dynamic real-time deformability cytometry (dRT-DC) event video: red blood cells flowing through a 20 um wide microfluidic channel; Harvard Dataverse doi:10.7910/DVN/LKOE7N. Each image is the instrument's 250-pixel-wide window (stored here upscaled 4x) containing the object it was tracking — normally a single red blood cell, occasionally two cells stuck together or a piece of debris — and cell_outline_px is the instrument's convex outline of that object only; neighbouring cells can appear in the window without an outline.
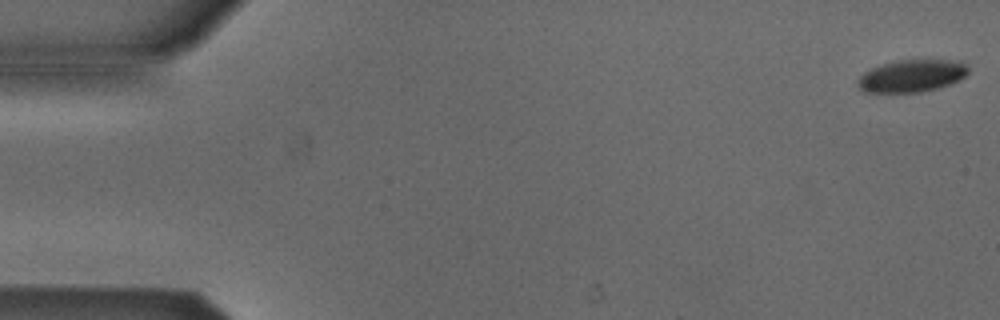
{"species": "Egyptian fruit bat (a non-hibernating species)", "species_latin": "Rousettus aegyptiacus", "temperature_condition": "cold", "stored_images_in_passage": 15, "camera_frame_rate_fps": 3000, "um_per_image_px": 0.085, "animal": {"sex": "male"}, "frame": {"image": 1, "passage_image": 1, "time_ms": 0.0, "image_size_px": [1000, 320], "cell_outline_px": [[968, 72], [960, 80], [940, 88], [920, 92], [864, 92], [860, 88], [860, 76], [864, 72], [872, 68], [884, 64], [900, 60], [924, 56], [964, 60], [968, 68]], "centroid_in_image_um": [77.64, 6.38], "position_along_channel_um": 7.4, "area_um2": 21.62}}